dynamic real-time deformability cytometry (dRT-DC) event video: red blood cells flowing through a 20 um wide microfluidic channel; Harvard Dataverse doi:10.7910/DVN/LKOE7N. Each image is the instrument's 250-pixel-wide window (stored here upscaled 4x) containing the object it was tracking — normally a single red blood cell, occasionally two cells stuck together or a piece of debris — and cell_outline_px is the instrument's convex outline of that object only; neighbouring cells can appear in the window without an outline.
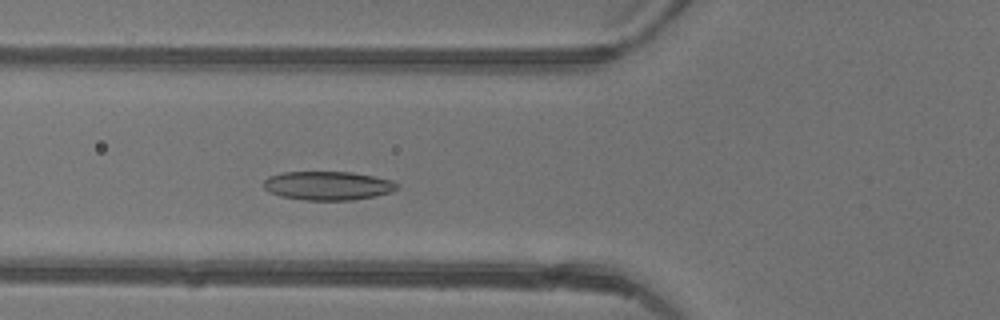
{"species": "common noctule bat (a hibernating species)", "species_latin": "Nyctalus noctula", "temperature_condition": "warm", "stored_images_in_passage": 42, "camera_frame_rate_fps": 3000, "um_per_image_px": 0.085, "animal": {"sex": "female"}, "frame": {"image": 1, "passage_image": 13, "time_ms": 4.0, "image_size_px": [1000, 320], "cell_outline_px": [[400, 184], [392, 192], [376, 196], [352, 200], [304, 200], [280, 196], [264, 188], [264, 180], [268, 176], [284, 172], [352, 172], [392, 180]], "centroid_in_image_um": [27.89, 15.78], "position_along_channel_um": 97.9, "area_um2": 22.37}}
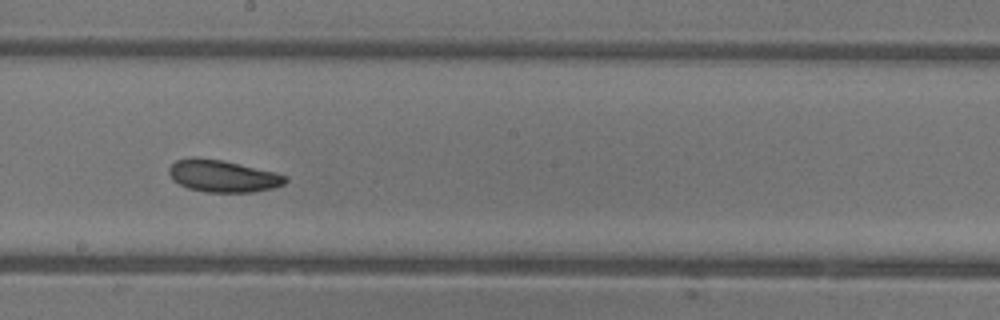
{"frame": {"image": 2, "passage_image": 22, "time_ms": 7.0, "image_size_px": [1000, 320], "cell_outline_px": [[288, 180], [284, 184], [272, 188], [252, 192], [204, 192], [188, 188], [172, 180], [168, 172], [168, 168], [176, 160], [192, 156], [224, 160], [276, 172], [288, 176]], "centroid_in_image_um": [18.93, 14.95], "position_along_channel_um": 229.3, "area_um2": 22.02}}
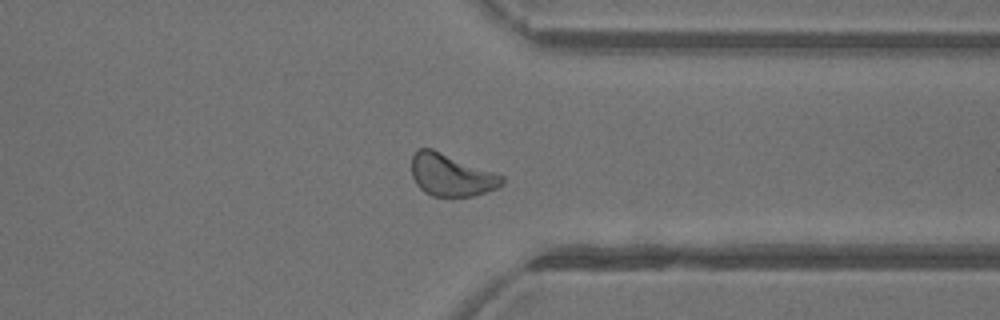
{"frame": {"image": 3, "passage_image": 32, "time_ms": 10.333, "image_size_px": [1000, 320], "cell_outline_px": [[504, 184], [500, 188], [472, 196], [452, 200], [432, 196], [424, 192], [416, 184], [412, 176], [412, 156], [420, 148], [432, 148], [504, 176]], "centroid_in_image_um": [38.37, 14.94], "position_along_channel_um": 373.0, "area_um2": 22.83}, "authors_computed_cell_mechanics": {"area_um2": 22.6865, "velocity_mm_per_s": 4.3748, "shape_relaxation_time_tau1_ms": 3.4689, "shape_relaxation_time_tau2_ms": 7.6772, "deformation_change_tau1": 0.1003, "deformation_change_tau2": 0.1678}}